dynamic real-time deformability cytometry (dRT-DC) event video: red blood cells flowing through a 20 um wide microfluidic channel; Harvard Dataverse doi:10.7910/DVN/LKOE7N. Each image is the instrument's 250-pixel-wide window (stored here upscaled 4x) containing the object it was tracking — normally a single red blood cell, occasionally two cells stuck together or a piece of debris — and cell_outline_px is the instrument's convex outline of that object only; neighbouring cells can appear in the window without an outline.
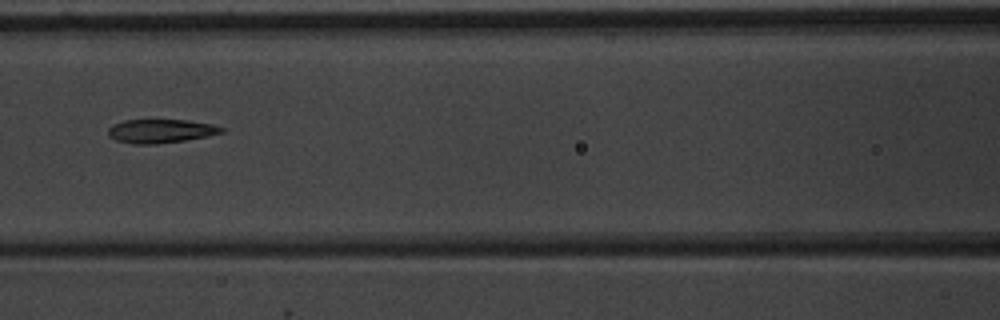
{"species": "common noctule bat (a hibernating species)", "species_latin": "Nyctalus noctula", "temperature_condition": "warm", "stored_images_in_passage": 4, "camera_frame_rate_fps": 3000, "um_per_image_px": 0.085, "animal": {"sex": "male", "body_mass_g": 20.1, "forearm_length_mm": 53.5}, "frame": {"image": 1, "passage_image": 4, "time_ms": 3.333, "image_size_px": [1000, 320], "cell_outline_px": [[224, 132], [208, 136], [184, 140], [156, 144], [132, 144], [116, 140], [108, 136], [108, 128], [112, 124], [124, 120], [188, 120], [212, 124], [224, 128]], "centroid_in_image_um": [13.64, 11.14], "position_along_channel_um": 153.0, "area_um2": 15.72}}